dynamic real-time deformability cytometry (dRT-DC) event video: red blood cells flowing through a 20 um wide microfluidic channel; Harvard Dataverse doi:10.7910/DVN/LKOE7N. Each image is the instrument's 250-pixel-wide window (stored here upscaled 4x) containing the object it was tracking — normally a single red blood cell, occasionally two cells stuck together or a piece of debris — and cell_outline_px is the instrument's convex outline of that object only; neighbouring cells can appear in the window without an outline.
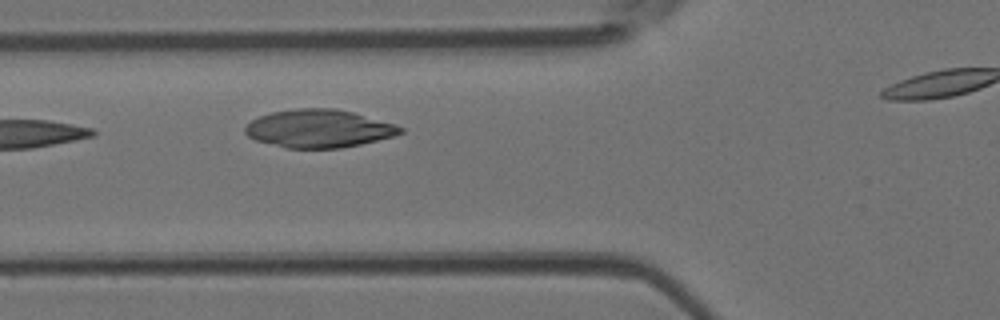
{"species": "Egyptian fruit bat (a non-hibernating species)", "species_latin": "Rousettus aegyptiacus", "temperature_condition": "room temperature", "stored_images_in_passage": 8, "camera_frame_rate_fps": 3000, "um_per_image_px": 0.085, "animal": {"sex": "female"}, "frame": {"image": 1, "passage_image": 3, "time_ms": 0.667, "image_size_px": [1000, 320], "cell_outline_px": [[404, 132], [392, 136], [360, 144], [340, 148], [288, 148], [256, 140], [248, 136], [244, 132], [244, 128], [252, 120], [260, 116], [272, 112], [296, 108], [336, 108], [352, 112], [396, 124], [404, 128]], "centroid_in_image_um": [27.1, 10.92], "position_along_channel_um": 98.7, "area_um2": 34.16}}
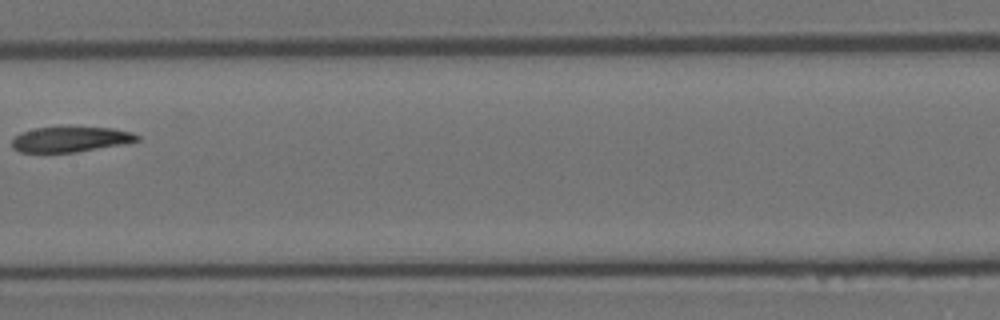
{"frame": {"image": 2, "passage_image": 6, "time_ms": 1.667, "image_size_px": [1000, 320], "cell_outline_px": [[140, 140], [124, 144], [76, 152], [20, 152], [12, 148], [12, 140], [20, 132], [36, 128], [112, 128], [132, 132], [140, 136]], "centroid_in_image_um": [6.0, 11.85], "position_along_channel_um": 201.4, "area_um2": 18.21}}
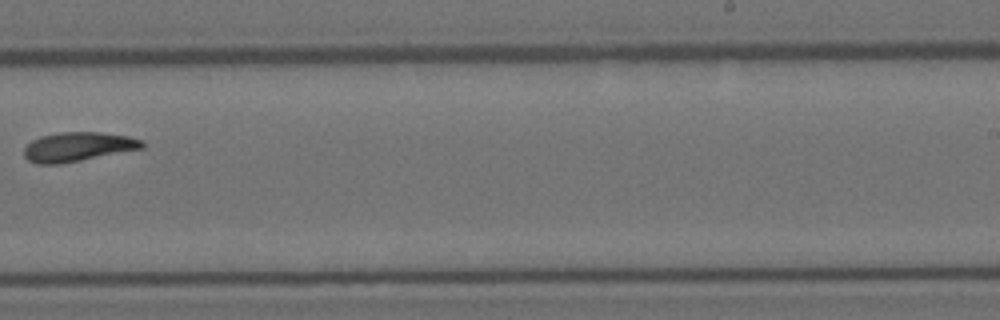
{"frame": {"image": 3, "passage_image": 8, "time_ms": 2.333, "image_size_px": [1000, 320], "cell_outline_px": [[144, 148], [60, 164], [36, 164], [28, 160], [24, 156], [24, 148], [32, 140], [40, 136], [60, 132], [100, 132], [128, 136], [144, 140]], "centroid_in_image_um": [6.62, 12.47], "position_along_channel_um": 282.4, "area_um2": 20.17}}